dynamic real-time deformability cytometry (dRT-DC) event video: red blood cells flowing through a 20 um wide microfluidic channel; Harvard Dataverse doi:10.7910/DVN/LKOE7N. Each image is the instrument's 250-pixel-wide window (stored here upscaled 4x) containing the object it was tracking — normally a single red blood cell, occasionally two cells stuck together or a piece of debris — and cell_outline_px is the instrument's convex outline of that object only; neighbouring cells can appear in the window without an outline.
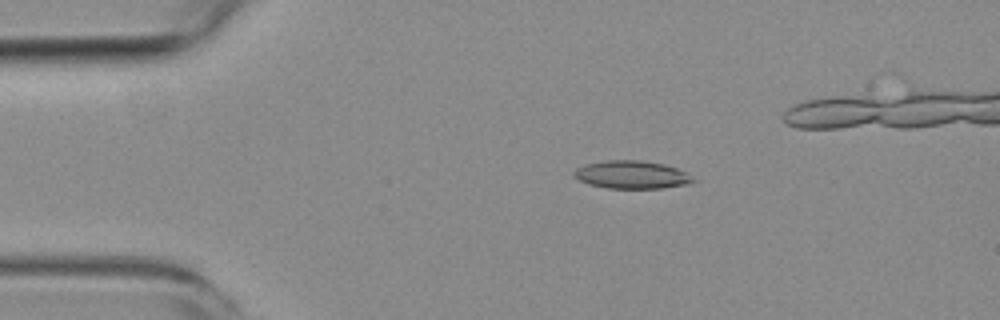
{"species": "common noctule bat (a hibernating species)", "species_latin": "Nyctalus noctula", "temperature_condition": "room temperature", "stored_images_in_passage": 4, "camera_frame_rate_fps": 3000, "um_per_image_px": 0.085, "animal": {"sex": "female", "body_mass_g": 19.3, "forearm_length_mm": 54.1}, "frame": {"image": 1, "passage_image": 1, "time_ms": 0.0, "image_size_px": [1000, 320], "cell_outline_px": [[696, 180], [688, 184], [660, 188], [604, 188], [588, 184], [580, 180], [572, 172], [576, 168], [584, 164], [604, 160], [640, 160], [664, 164], [676, 168], [684, 172]], "centroid_in_image_um": [53.65, 14.84], "position_along_channel_um": 31.3, "area_um2": 19.31}}